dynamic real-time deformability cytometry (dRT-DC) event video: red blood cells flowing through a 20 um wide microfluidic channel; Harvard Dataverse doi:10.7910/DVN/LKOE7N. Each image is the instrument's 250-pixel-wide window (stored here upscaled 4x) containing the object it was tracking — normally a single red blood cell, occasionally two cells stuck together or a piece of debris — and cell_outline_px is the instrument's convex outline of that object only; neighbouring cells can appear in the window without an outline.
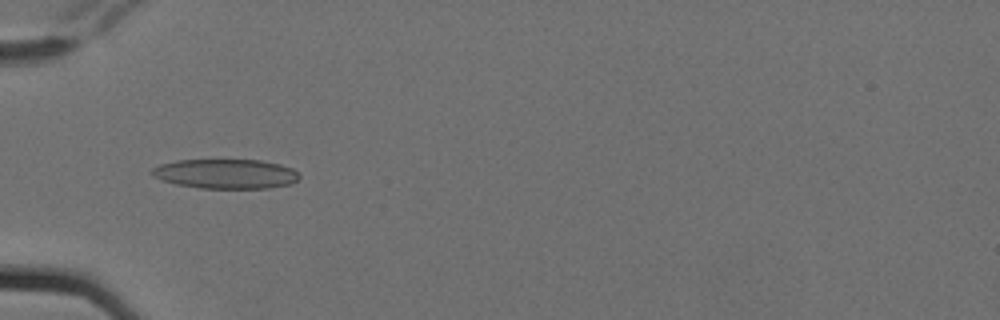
{"species": "Egyptian fruit bat (a non-hibernating species)", "species_latin": "Rousettus aegyptiacus", "temperature_condition": "cold", "stored_images_in_passage": 7, "camera_frame_rate_fps": 3000, "um_per_image_px": 0.085, "animal": {"sex": "female"}, "frame": {"image": 1, "passage_image": 6, "time_ms": 1.667, "image_size_px": [1000, 320], "cell_outline_px": [[300, 176], [292, 184], [268, 188], [200, 188], [176, 184], [160, 180], [148, 172], [152, 168], [160, 164], [176, 160], [260, 160], [280, 164], [292, 168]], "centroid_in_image_um": [19.15, 14.77], "position_along_channel_um": 65.8, "area_um2": 25.49}}
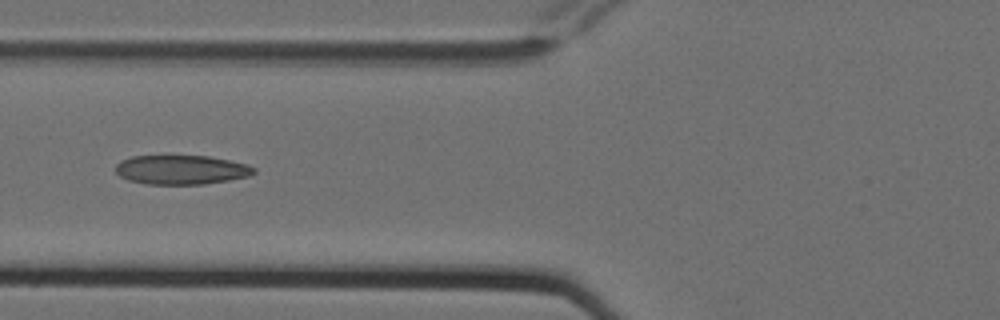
{"frame": {"image": 2, "passage_image": 7, "time_ms": 2.0, "image_size_px": [1000, 320], "cell_outline_px": [[256, 172], [248, 176], [228, 180], [204, 184], [144, 184], [128, 180], [120, 176], [116, 172], [116, 164], [120, 160], [132, 156], [208, 156], [248, 164], [256, 168]], "centroid_in_image_um": [15.4, 14.43], "position_along_channel_um": 110.4, "area_um2": 23.58}}